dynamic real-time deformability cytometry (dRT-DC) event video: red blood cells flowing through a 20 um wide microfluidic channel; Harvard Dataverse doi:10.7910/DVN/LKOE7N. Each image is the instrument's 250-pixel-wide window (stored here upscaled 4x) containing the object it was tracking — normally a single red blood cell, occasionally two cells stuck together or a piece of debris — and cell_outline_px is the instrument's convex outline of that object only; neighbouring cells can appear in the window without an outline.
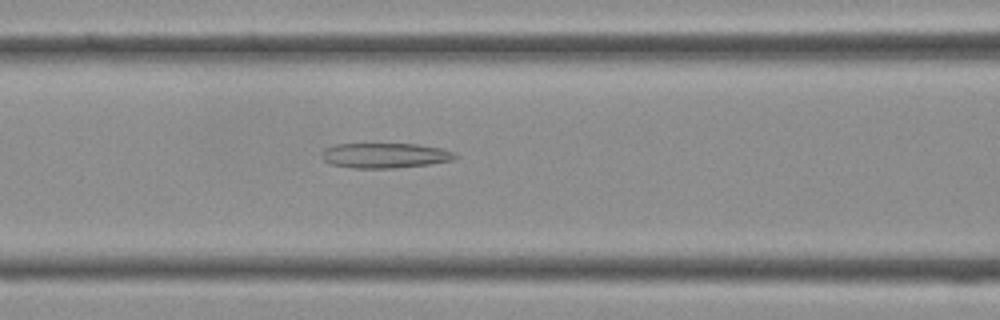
{"species": "Egyptian fruit bat (a non-hibernating species)", "species_latin": "Rousettus aegyptiacus", "temperature_condition": "cold", "stored_images_in_passage": 36, "camera_frame_rate_fps": 3000, "um_per_image_px": 0.085, "frame": {"image": 1, "passage_image": 12, "time_ms": 3.667, "image_size_px": [1000, 320], "cell_outline_px": [[460, 156], [452, 160], [428, 164], [396, 168], [352, 168], [332, 164], [324, 160], [320, 156], [320, 152], [324, 148], [336, 144], [416, 144], [440, 148], [452, 152]], "centroid_in_image_um": [32.68, 13.21], "position_along_channel_um": 133.9, "area_um2": 19.48}}
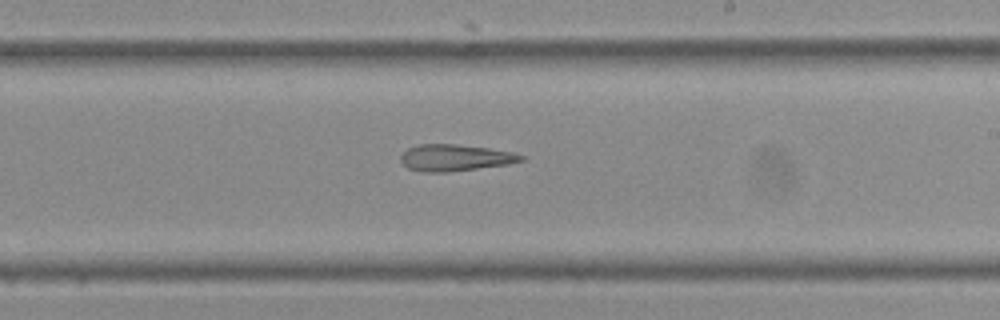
{"frame": {"image": 2, "passage_image": 19, "time_ms": 6.0, "image_size_px": [1000, 320], "cell_outline_px": [[524, 160], [508, 164], [448, 172], [420, 172], [408, 168], [400, 160], [400, 156], [408, 148], [420, 144], [456, 144], [488, 148], [512, 152], [524, 156]], "centroid_in_image_um": [38.66, 13.41], "position_along_channel_um": 250.3, "area_um2": 18.55}}
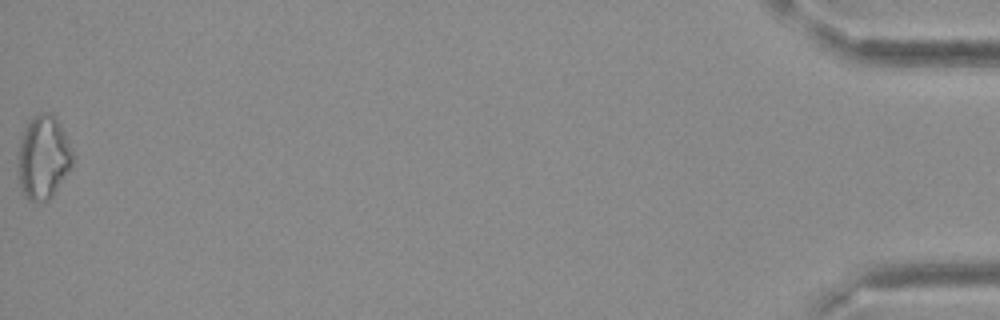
{"frame": {"image": 3, "passage_image": 36, "time_ms": 11.667, "image_size_px": [1000, 320], "cell_outline_px": [[76, 156], [72, 164], [52, 196], [48, 200], [36, 204], [28, 200], [24, 196], [16, 176], [20, 132], [40, 112], [52, 112], [60, 124]], "centroid_in_image_um": [3.65, 13.4], "position_along_channel_um": 431.6, "area_um2": 27.22}}